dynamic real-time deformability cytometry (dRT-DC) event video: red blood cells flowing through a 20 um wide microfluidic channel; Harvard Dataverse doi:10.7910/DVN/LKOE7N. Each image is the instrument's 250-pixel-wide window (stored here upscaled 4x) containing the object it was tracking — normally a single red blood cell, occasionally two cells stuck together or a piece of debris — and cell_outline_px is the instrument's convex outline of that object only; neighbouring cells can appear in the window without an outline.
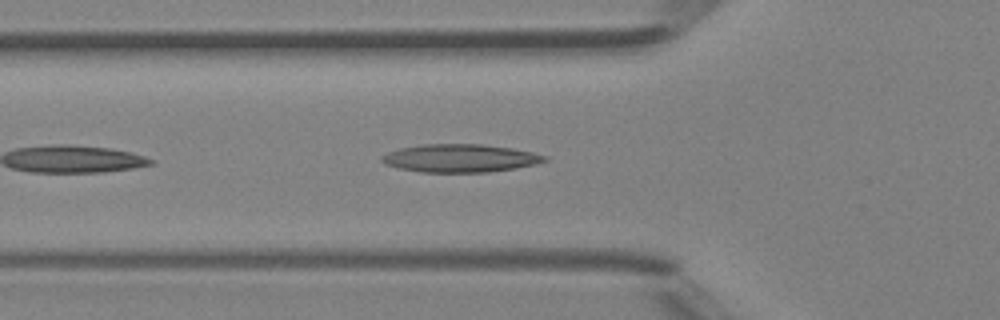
{"species": "Egyptian fruit bat (a non-hibernating species)", "species_latin": "Rousettus aegyptiacus", "temperature_condition": "room temperature", "stored_images_in_passage": 22, "camera_frame_rate_fps": 3000, "um_per_image_px": 0.085, "animal": {"sex": "female"}, "frame": {"image": 1, "passage_image": 4, "time_ms": 1.0, "image_size_px": [1000, 320], "cell_outline_px": [[548, 160], [536, 164], [516, 168], [488, 172], [420, 172], [400, 168], [384, 164], [380, 160], [380, 156], [388, 152], [400, 148], [424, 144], [480, 144], [512, 148], [532, 152], [548, 156]], "centroid_in_image_um": [39.11, 13.45], "position_along_channel_um": 86.7, "area_um2": 26.65}}